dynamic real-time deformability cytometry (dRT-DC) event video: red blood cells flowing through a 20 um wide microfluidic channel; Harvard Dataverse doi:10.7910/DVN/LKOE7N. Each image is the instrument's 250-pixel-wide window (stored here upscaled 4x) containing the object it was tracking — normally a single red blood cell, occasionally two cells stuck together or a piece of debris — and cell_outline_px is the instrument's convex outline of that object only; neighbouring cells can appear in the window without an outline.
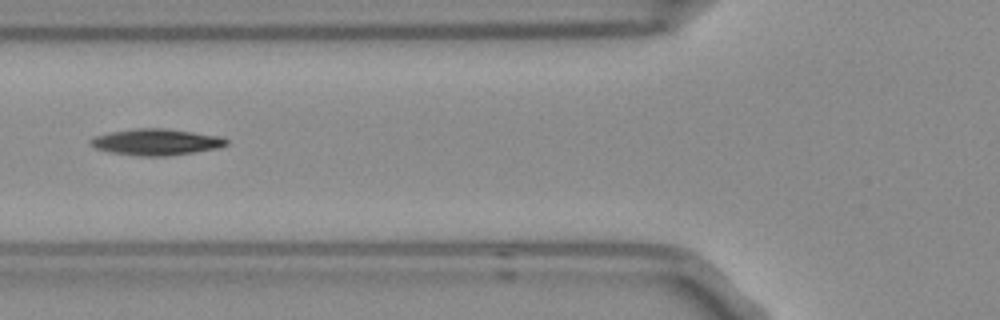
{"species": "Egyptian fruit bat (a non-hibernating species)", "species_latin": "Rousettus aegyptiacus", "temperature_condition": "room temperature", "stored_images_in_passage": 5, "camera_frame_rate_fps": 3000, "um_per_image_px": 0.085, "frame": {"image": 1, "passage_image": 2, "time_ms": 0.333, "image_size_px": [1000, 320], "cell_outline_px": [[228, 144], [216, 148], [192, 152], [164, 156], [140, 156], [112, 152], [96, 148], [88, 140], [96, 136], [112, 132], [136, 128], [164, 128], [192, 132], [216, 136], [228, 140]], "centroid_in_image_um": [13.26, 12.07], "position_along_channel_um": 112.5, "area_um2": 20.29}}